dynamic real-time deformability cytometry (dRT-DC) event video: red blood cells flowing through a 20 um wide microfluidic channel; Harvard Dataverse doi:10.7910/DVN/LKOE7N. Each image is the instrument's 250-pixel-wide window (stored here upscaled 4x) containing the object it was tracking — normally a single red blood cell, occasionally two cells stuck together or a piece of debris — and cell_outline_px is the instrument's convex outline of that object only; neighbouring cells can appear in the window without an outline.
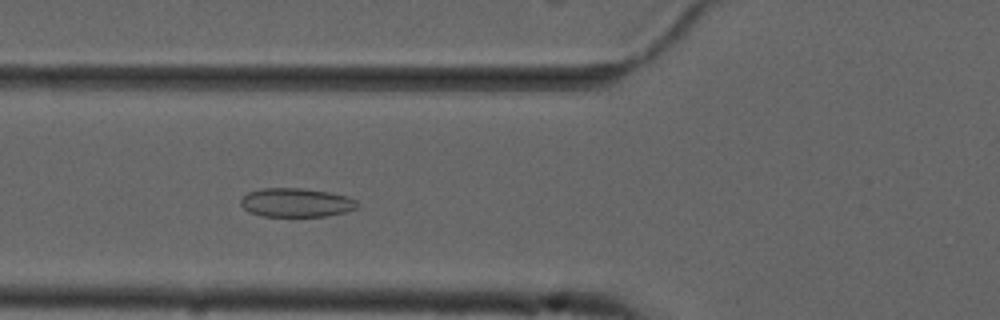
{"species": "common noctule bat (a hibernating species)", "species_latin": "Nyctalus noctula", "temperature_condition": "cold", "stored_images_in_passage": 38, "camera_frame_rate_fps": 3000, "um_per_image_px": 0.085, "animal": {"sex": "male", "forearm_length_mm": 52.5}, "frame": {"image": 1, "passage_image": 4, "time_ms": 1.0, "image_size_px": [1000, 320], "cell_outline_px": [[360, 204], [356, 208], [348, 212], [328, 216], [260, 216], [248, 212], [240, 204], [240, 200], [248, 192], [264, 188], [300, 188], [328, 192], [344, 196], [356, 200]], "centroid_in_image_um": [25.17, 17.23], "position_along_channel_um": 100.6, "area_um2": 19.65}}
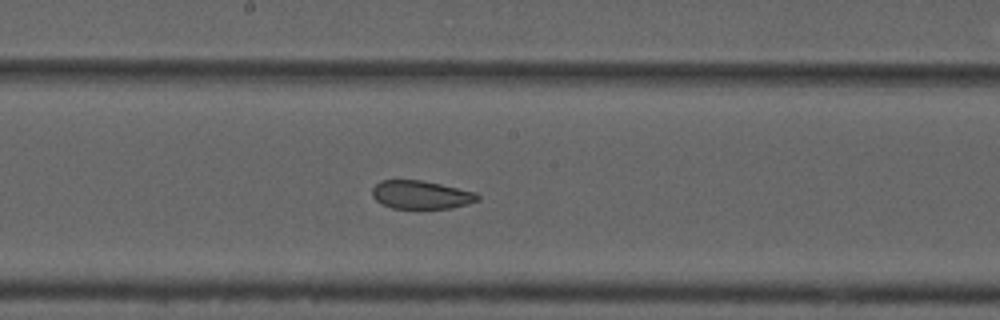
{"frame": {"image": 2, "passage_image": 13, "time_ms": 4.0, "image_size_px": [1000, 320], "cell_outline_px": [[480, 200], [468, 204], [452, 208], [392, 208], [380, 204], [372, 196], [372, 188], [380, 180], [420, 180], [440, 184], [476, 192], [480, 196]], "centroid_in_image_um": [35.79, 16.56], "position_along_channel_um": 212.4, "area_um2": 17.46}}
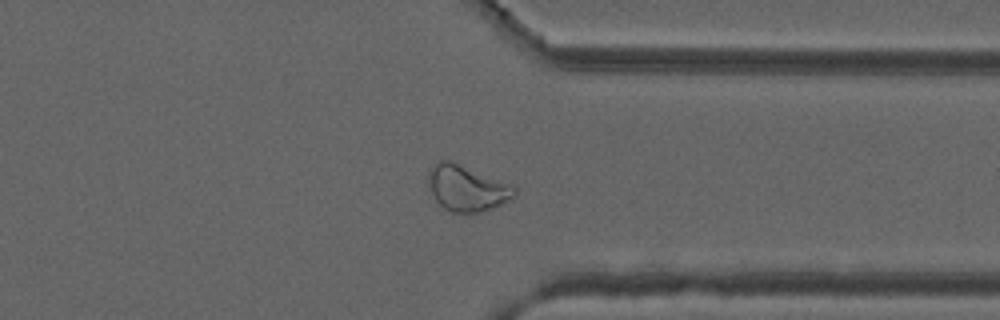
{"frame": {"image": 3, "passage_image": 26, "time_ms": 8.333, "image_size_px": [1000, 320], "cell_outline_px": [[516, 192], [508, 200], [492, 208], [480, 212], [452, 212], [444, 208], [436, 200], [432, 192], [432, 168], [440, 160], [448, 160], [512, 184], [516, 188]], "centroid_in_image_um": [39.75, 16.02], "position_along_channel_um": 371.6, "area_um2": 21.96}, "authors_computed_cell_mechanics": {"area_um2": 19.5653, "velocity_mm_per_s": 3.714, "shape_relaxation_time_tau1_ms": null, "shape_relaxation_time_tau2_ms": 1.7705, "deformation_change_tau1": null, "deformation_change_tau2": 0.0783}}